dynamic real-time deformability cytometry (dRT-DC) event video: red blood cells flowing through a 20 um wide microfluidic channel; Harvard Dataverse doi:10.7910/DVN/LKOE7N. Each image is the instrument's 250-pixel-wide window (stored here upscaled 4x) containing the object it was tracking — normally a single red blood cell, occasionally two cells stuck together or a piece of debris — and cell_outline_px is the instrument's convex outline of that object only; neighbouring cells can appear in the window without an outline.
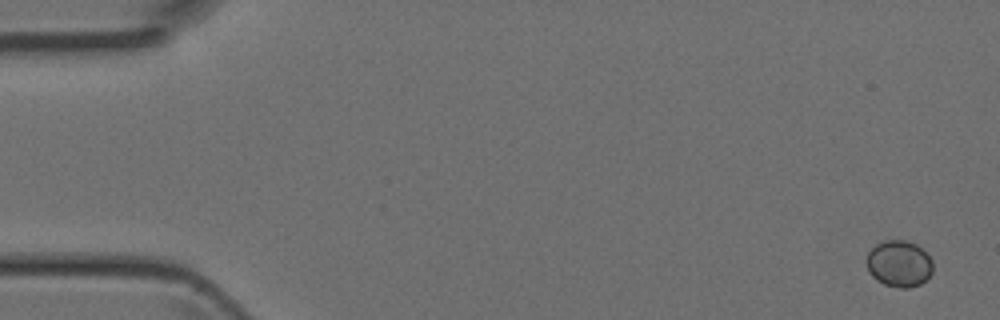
{"species": "Egyptian fruit bat (a non-hibernating species)", "species_latin": "Rousettus aegyptiacus", "temperature_condition": "room temperature", "stored_images_in_passage": 4, "camera_frame_rate_fps": 3000, "um_per_image_px": 0.085, "animal": {"sex": "female"}, "frame": {"image": 1, "passage_image": 1, "time_ms": 0.0, "image_size_px": [1000, 320], "cell_outline_px": [[932, 272], [920, 284], [908, 288], [900, 288], [884, 284], [876, 280], [868, 272], [864, 260], [868, 252], [876, 244], [884, 240], [904, 240], [916, 244], [932, 260]], "centroid_in_image_um": [76.36, 22.41], "position_along_channel_um": 8.6, "area_um2": 18.03}}
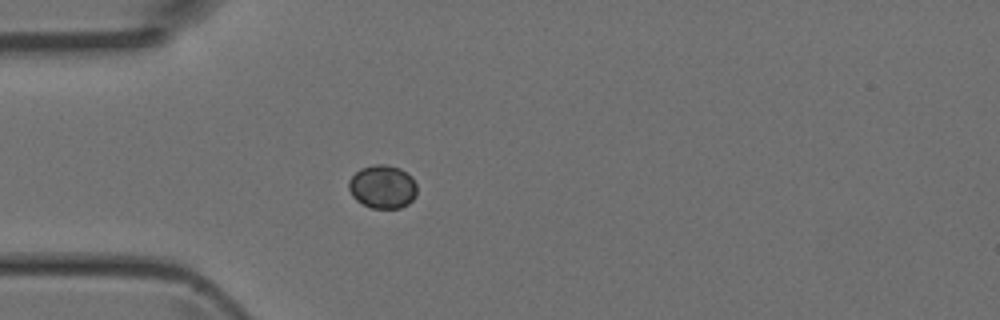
{"frame": {"image": 2, "passage_image": 4, "time_ms": 1.0, "image_size_px": [1000, 320], "cell_outline_px": [[416, 196], [408, 204], [400, 208], [372, 208], [356, 200], [352, 196], [348, 188], [348, 180], [360, 168], [376, 164], [384, 164], [400, 168], [412, 176], [416, 184]], "centroid_in_image_um": [32.52, 15.87], "position_along_channel_um": 52.5, "area_um2": 17.34}}